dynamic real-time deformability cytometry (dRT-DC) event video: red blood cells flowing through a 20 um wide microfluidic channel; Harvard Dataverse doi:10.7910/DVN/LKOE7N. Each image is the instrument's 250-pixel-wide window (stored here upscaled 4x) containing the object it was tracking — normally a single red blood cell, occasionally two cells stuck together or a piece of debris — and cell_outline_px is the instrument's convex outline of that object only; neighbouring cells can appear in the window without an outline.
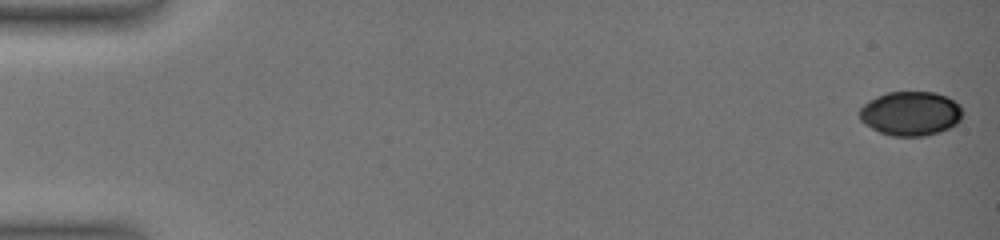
{"species": "common noctule bat (a hibernating species)", "species_latin": "Nyctalus noctula", "temperature_condition": "warm", "stored_images_in_passage": 12, "camera_frame_rate_fps": 3000, "um_per_image_px": 0.085, "animal": {"sex": "female", "body_mass_g": 19.0, "forearm_length_mm": 51.5}, "frame": {"image": 1, "passage_image": 1, "time_ms": 0.0, "image_size_px": [1000, 240], "cell_outline_px": [[964, 112], [960, 120], [956, 124], [940, 132], [924, 136], [892, 136], [880, 132], [864, 124], [860, 120], [860, 108], [868, 100], [876, 96], [888, 92], [936, 92], [948, 96], [960, 104]], "centroid_in_image_um": [77.43, 9.64], "position_along_channel_um": 7.6, "area_um2": 26.88}}
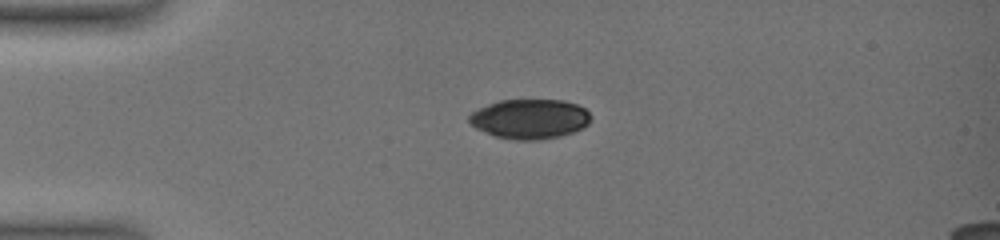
{"frame": {"image": 2, "passage_image": 7, "time_ms": 4.667, "image_size_px": [1000, 240], "cell_outline_px": [[592, 116], [588, 124], [584, 128], [560, 136], [540, 140], [512, 140], [496, 136], [476, 128], [468, 120], [468, 116], [472, 112], [488, 104], [500, 100], [564, 100], [576, 104], [584, 108]], "centroid_in_image_um": [45.05, 10.11], "position_along_channel_um": 39.9, "area_um2": 28.15}}
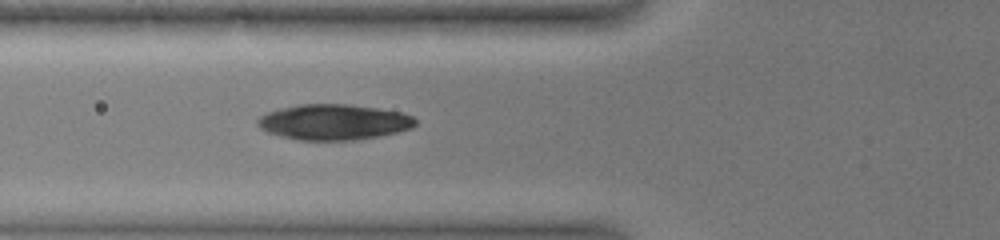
{"frame": {"image": 3, "passage_image": 12, "time_ms": 7.333, "image_size_px": [1000, 240], "cell_outline_px": [[416, 124], [412, 128], [380, 136], [356, 140], [296, 140], [280, 136], [268, 132], [260, 128], [256, 124], [256, 120], [264, 112], [280, 108], [300, 104], [352, 104], [380, 108], [404, 112], [412, 116], [416, 120]], "centroid_in_image_um": [28.36, 10.37], "position_along_channel_um": 97.4, "area_um2": 33.18}}